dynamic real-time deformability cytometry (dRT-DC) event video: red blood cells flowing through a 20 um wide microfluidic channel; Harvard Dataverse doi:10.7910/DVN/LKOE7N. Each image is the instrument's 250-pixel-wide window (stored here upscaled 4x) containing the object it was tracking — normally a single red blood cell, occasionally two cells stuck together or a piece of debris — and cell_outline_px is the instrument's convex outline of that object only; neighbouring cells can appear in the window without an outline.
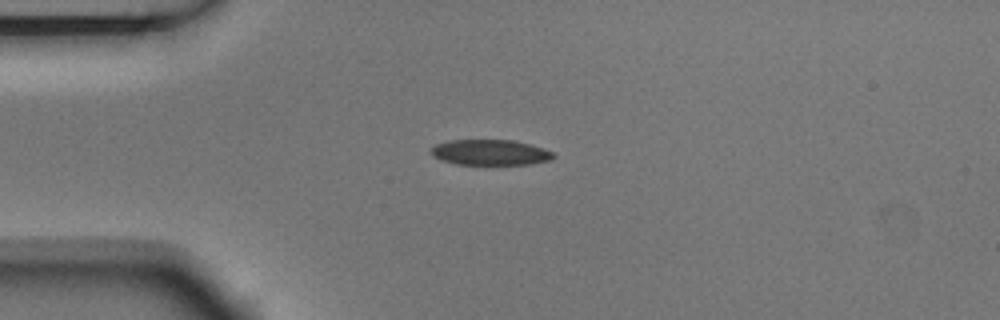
{"species": "Egyptian fruit bat (a non-hibernating species)", "species_latin": "Rousettus aegyptiacus", "temperature_condition": "room temperature", "stored_images_in_passage": 4, "camera_frame_rate_fps": 3000, "um_per_image_px": 0.085, "animal": {"sex": "male"}, "frame": {"image": 1, "passage_image": 3, "time_ms": 0.667, "image_size_px": [1000, 320], "cell_outline_px": [[556, 156], [548, 160], [528, 164], [456, 164], [432, 156], [432, 148], [436, 144], [448, 140], [512, 140], [528, 144], [552, 152]], "centroid_in_image_um": [41.64, 12.95], "position_along_channel_um": 43.4, "area_um2": 17.8}}